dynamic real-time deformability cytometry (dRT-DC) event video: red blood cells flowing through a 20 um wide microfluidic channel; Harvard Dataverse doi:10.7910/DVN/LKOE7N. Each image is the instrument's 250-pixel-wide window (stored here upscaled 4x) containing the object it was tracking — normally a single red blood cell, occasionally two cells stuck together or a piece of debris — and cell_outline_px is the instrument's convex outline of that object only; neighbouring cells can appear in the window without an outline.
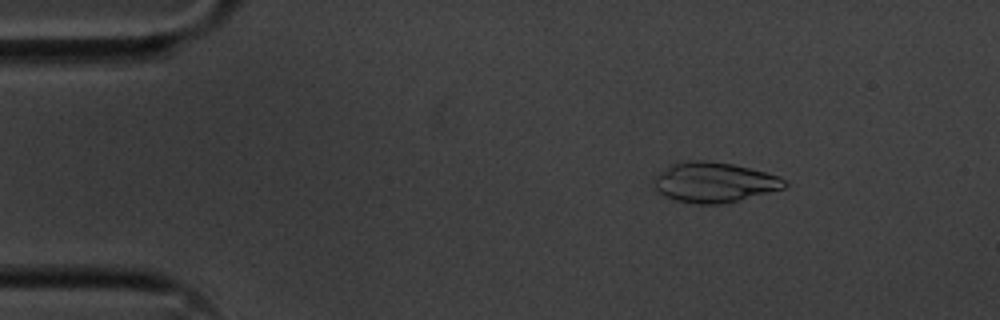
{"species": "common noctule bat (a hibernating species)", "species_latin": "Nyctalus noctula", "temperature_condition": "cold", "stored_images_in_passage": 49, "camera_frame_rate_fps": 3000, "um_per_image_px": 0.085, "animal": {"sex": "male", "body_mass_g": 20.1, "forearm_length_mm": 53.5}, "frame": {"image": 1, "passage_image": 2, "time_ms": 0.333, "image_size_px": [1000, 320], "cell_outline_px": [[788, 188], [720, 204], [696, 204], [672, 200], [664, 196], [652, 184], [652, 176], [672, 164], [688, 160], [700, 160], [732, 164], [764, 172], [788, 180]], "centroid_in_image_um": [60.68, 15.5], "position_along_channel_um": 24.3, "area_um2": 30.63}}
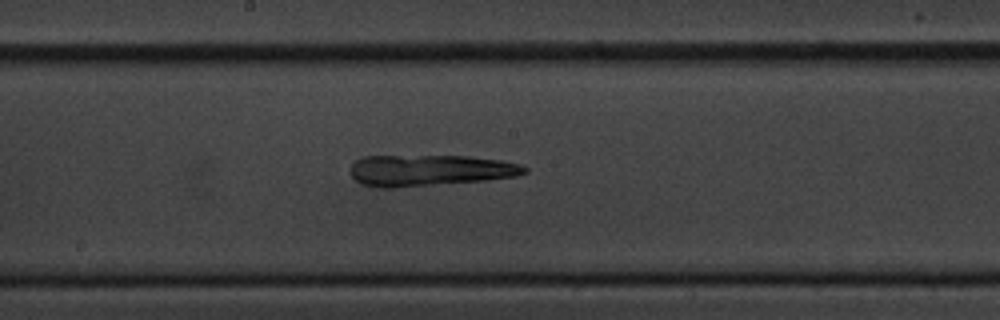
{"frame": {"image": 2, "passage_image": 23, "time_ms": 7.333, "image_size_px": [1000, 320], "cell_outline_px": [[528, 172], [516, 176], [484, 180], [396, 188], [376, 188], [360, 184], [352, 176], [352, 164], [356, 160], [364, 156], [468, 156], [500, 160], [520, 164], [528, 168]], "centroid_in_image_um": [36.51, 14.48], "position_along_channel_um": 211.7, "area_um2": 31.73}}
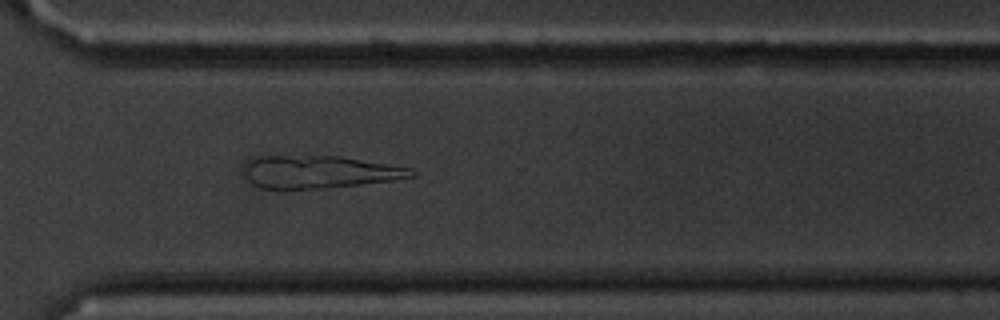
{"frame": {"image": 3, "passage_image": 34, "time_ms": 11.0, "image_size_px": [1000, 320], "cell_outline_px": [[416, 176], [392, 180], [360, 184], [320, 188], [260, 188], [252, 184], [244, 176], [244, 164], [248, 160], [260, 156], [340, 156], [412, 168], [416, 172]], "centroid_in_image_um": [27.12, 14.6], "position_along_channel_um": 343.5, "area_um2": 31.62}}